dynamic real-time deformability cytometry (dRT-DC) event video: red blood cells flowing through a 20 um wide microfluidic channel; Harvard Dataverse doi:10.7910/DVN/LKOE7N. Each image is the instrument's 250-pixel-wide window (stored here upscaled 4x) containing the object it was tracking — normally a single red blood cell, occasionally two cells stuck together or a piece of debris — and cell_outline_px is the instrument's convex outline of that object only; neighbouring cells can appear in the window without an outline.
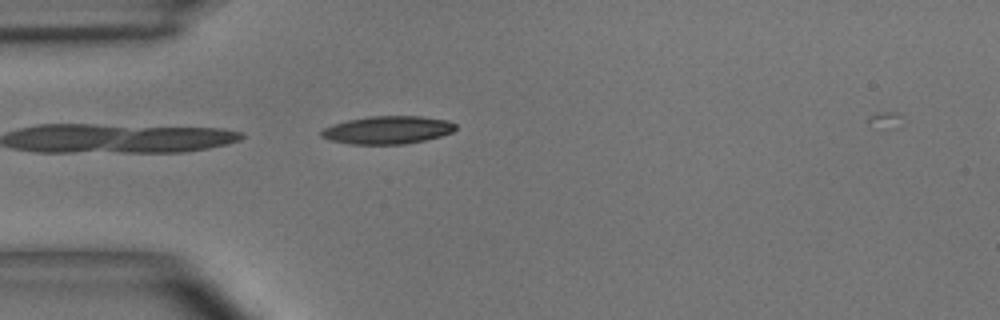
{"species": "common noctule bat (a hibernating species)", "species_latin": "Nyctalus noctula", "temperature_condition": "room temperature", "stored_images_in_passage": 2, "camera_frame_rate_fps": 3000, "um_per_image_px": 0.085, "animal": {"sex": "male", "body_mass_g": 15.6}, "frame": {"image": 1, "passage_image": 1, "time_ms": 0.0, "image_size_px": [1000, 320], "cell_outline_px": [[456, 128], [452, 132], [440, 136], [424, 140], [404, 144], [348, 144], [328, 140], [320, 136], [320, 132], [324, 128], [332, 124], [348, 120], [368, 116], [420, 116], [448, 120], [456, 124]], "centroid_in_image_um": [32.91, 11.05], "position_along_channel_um": 52.1, "area_um2": 21.91}}